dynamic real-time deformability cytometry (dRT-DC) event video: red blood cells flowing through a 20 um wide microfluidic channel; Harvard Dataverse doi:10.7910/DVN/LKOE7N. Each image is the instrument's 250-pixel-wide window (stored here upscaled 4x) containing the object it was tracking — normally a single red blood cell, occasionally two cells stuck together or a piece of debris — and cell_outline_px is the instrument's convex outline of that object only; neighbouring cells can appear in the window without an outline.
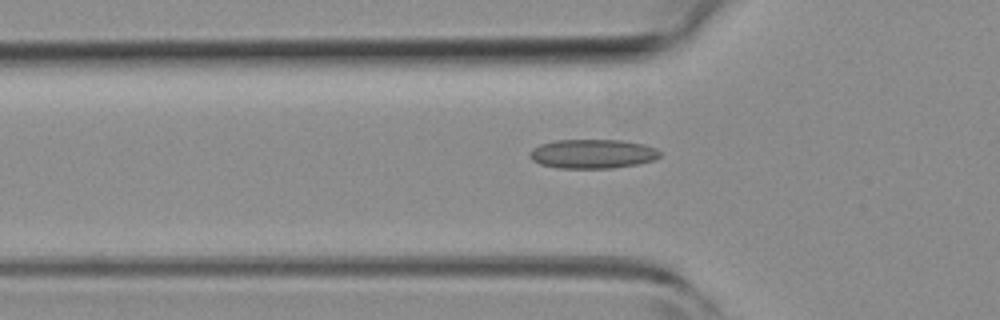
{"species": "common noctule bat (a hibernating species)", "species_latin": "Nyctalus noctula", "temperature_condition": "room temperature", "stored_images_in_passage": 44, "camera_frame_rate_fps": 3000, "um_per_image_px": 0.085, "animal": {"sex": "female", "body_mass_g": 19.3, "forearm_length_mm": 54.1}, "frame": {"image": 1, "passage_image": 9, "time_ms": 2.667, "image_size_px": [1000, 320], "cell_outline_px": [[660, 156], [652, 160], [636, 164], [612, 168], [556, 168], [540, 164], [532, 160], [528, 156], [528, 152], [532, 148], [540, 144], [556, 140], [620, 140], [644, 144], [656, 148], [660, 152]], "centroid_in_image_um": [50.32, 13.07], "position_along_channel_um": 75.5, "area_um2": 22.2}}
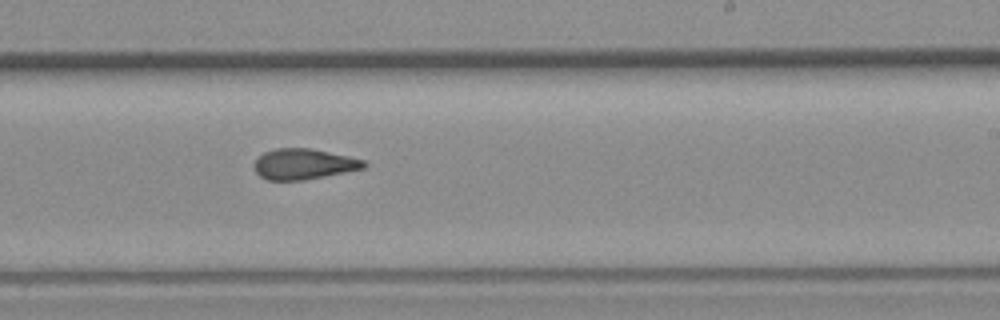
{"frame": {"image": 2, "passage_image": 23, "time_ms": 7.333, "image_size_px": [1000, 320], "cell_outline_px": [[368, 164], [364, 168], [304, 180], [268, 180], [260, 176], [256, 172], [256, 160], [264, 152], [276, 148], [308, 148], [348, 156], [364, 160]], "centroid_in_image_um": [25.82, 13.94], "position_along_channel_um": 263.2, "area_um2": 19.25}}
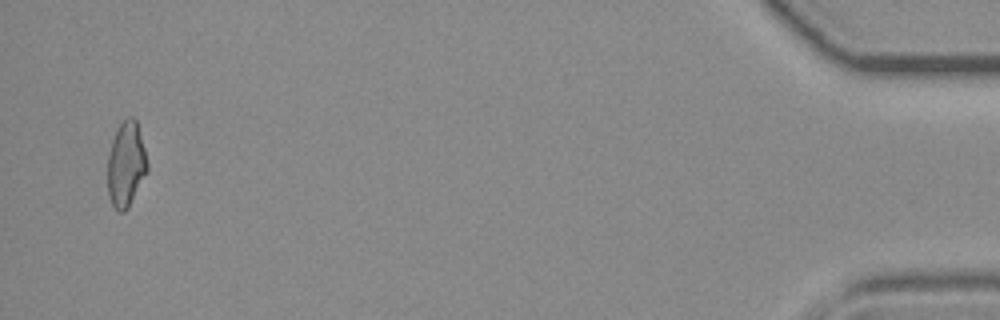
{"frame": {"image": 3, "passage_image": 42, "time_ms": 13.667, "image_size_px": [1000, 320], "cell_outline_px": [[148, 172], [128, 208], [124, 212], [116, 212], [108, 196], [108, 156], [112, 140], [116, 128], [128, 116], [132, 116], [136, 120], [144, 148], [148, 164]], "centroid_in_image_um": [10.71, 14.0], "position_along_channel_um": 424.5, "area_um2": 19.83}, "authors_computed_cell_mechanics": {"area_um2": 19.9121, "velocity_mm_per_s": 4.0097, "shape_relaxation_time_tau1_ms": null, "shape_relaxation_time_tau2_ms": 2.6744, "deformation_change_tau1": null, "deformation_change_tau2": 0.1019}}